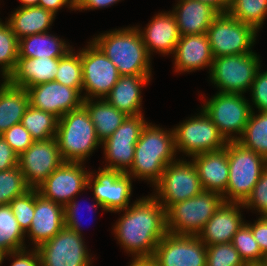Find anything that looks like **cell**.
<instances>
[{
  "mask_svg": "<svg viewBox=\"0 0 267 266\" xmlns=\"http://www.w3.org/2000/svg\"><path fill=\"white\" fill-rule=\"evenodd\" d=\"M154 187L153 196L165 210L204 191L194 163L183 159L168 164Z\"/></svg>",
  "mask_w": 267,
  "mask_h": 266,
  "instance_id": "30bf717a",
  "label": "cell"
},
{
  "mask_svg": "<svg viewBox=\"0 0 267 266\" xmlns=\"http://www.w3.org/2000/svg\"><path fill=\"white\" fill-rule=\"evenodd\" d=\"M147 123L143 114L127 116L112 135L101 143L104 145L105 159L109 163L105 165V169L126 173L131 168L135 145Z\"/></svg>",
  "mask_w": 267,
  "mask_h": 266,
  "instance_id": "5bb4252c",
  "label": "cell"
},
{
  "mask_svg": "<svg viewBox=\"0 0 267 266\" xmlns=\"http://www.w3.org/2000/svg\"><path fill=\"white\" fill-rule=\"evenodd\" d=\"M171 11L181 36L207 33L219 12L208 3L198 0H179Z\"/></svg>",
  "mask_w": 267,
  "mask_h": 266,
  "instance_id": "484cf974",
  "label": "cell"
},
{
  "mask_svg": "<svg viewBox=\"0 0 267 266\" xmlns=\"http://www.w3.org/2000/svg\"><path fill=\"white\" fill-rule=\"evenodd\" d=\"M86 247L81 235L64 226L36 249L40 266H90L93 258Z\"/></svg>",
  "mask_w": 267,
  "mask_h": 266,
  "instance_id": "4fadbf2b",
  "label": "cell"
},
{
  "mask_svg": "<svg viewBox=\"0 0 267 266\" xmlns=\"http://www.w3.org/2000/svg\"><path fill=\"white\" fill-rule=\"evenodd\" d=\"M128 266H159L153 257L133 258Z\"/></svg>",
  "mask_w": 267,
  "mask_h": 266,
  "instance_id": "f5cc1de1",
  "label": "cell"
},
{
  "mask_svg": "<svg viewBox=\"0 0 267 266\" xmlns=\"http://www.w3.org/2000/svg\"><path fill=\"white\" fill-rule=\"evenodd\" d=\"M203 3H208L215 8L219 13L228 12L233 0H198Z\"/></svg>",
  "mask_w": 267,
  "mask_h": 266,
  "instance_id": "816d5d0a",
  "label": "cell"
},
{
  "mask_svg": "<svg viewBox=\"0 0 267 266\" xmlns=\"http://www.w3.org/2000/svg\"><path fill=\"white\" fill-rule=\"evenodd\" d=\"M247 266H262V265L260 264V265H247Z\"/></svg>",
  "mask_w": 267,
  "mask_h": 266,
  "instance_id": "6f0895ef",
  "label": "cell"
},
{
  "mask_svg": "<svg viewBox=\"0 0 267 266\" xmlns=\"http://www.w3.org/2000/svg\"><path fill=\"white\" fill-rule=\"evenodd\" d=\"M18 8L10 14L7 21L18 40L29 35L48 32L56 16L40 6Z\"/></svg>",
  "mask_w": 267,
  "mask_h": 266,
  "instance_id": "f1b7e54d",
  "label": "cell"
},
{
  "mask_svg": "<svg viewBox=\"0 0 267 266\" xmlns=\"http://www.w3.org/2000/svg\"><path fill=\"white\" fill-rule=\"evenodd\" d=\"M92 41L117 67L120 76H152L151 56L137 26L107 31Z\"/></svg>",
  "mask_w": 267,
  "mask_h": 266,
  "instance_id": "3957f363",
  "label": "cell"
},
{
  "mask_svg": "<svg viewBox=\"0 0 267 266\" xmlns=\"http://www.w3.org/2000/svg\"><path fill=\"white\" fill-rule=\"evenodd\" d=\"M262 266H267V256L262 260Z\"/></svg>",
  "mask_w": 267,
  "mask_h": 266,
  "instance_id": "11a10c76",
  "label": "cell"
},
{
  "mask_svg": "<svg viewBox=\"0 0 267 266\" xmlns=\"http://www.w3.org/2000/svg\"><path fill=\"white\" fill-rule=\"evenodd\" d=\"M73 51L72 48L63 57L59 58V67L54 81L76 88L82 93L81 50L77 53Z\"/></svg>",
  "mask_w": 267,
  "mask_h": 266,
  "instance_id": "8d00e7d4",
  "label": "cell"
},
{
  "mask_svg": "<svg viewBox=\"0 0 267 266\" xmlns=\"http://www.w3.org/2000/svg\"><path fill=\"white\" fill-rule=\"evenodd\" d=\"M0 19V69L2 77L6 80L13 72L19 57V40L13 33L7 21Z\"/></svg>",
  "mask_w": 267,
  "mask_h": 266,
  "instance_id": "d590c367",
  "label": "cell"
},
{
  "mask_svg": "<svg viewBox=\"0 0 267 266\" xmlns=\"http://www.w3.org/2000/svg\"><path fill=\"white\" fill-rule=\"evenodd\" d=\"M223 202L221 194L203 191L192 198L172 204L166 210L167 232L198 236Z\"/></svg>",
  "mask_w": 267,
  "mask_h": 266,
  "instance_id": "8992f818",
  "label": "cell"
},
{
  "mask_svg": "<svg viewBox=\"0 0 267 266\" xmlns=\"http://www.w3.org/2000/svg\"><path fill=\"white\" fill-rule=\"evenodd\" d=\"M82 162H63L36 189L45 199L66 206L87 189L90 174ZM77 195V196H76Z\"/></svg>",
  "mask_w": 267,
  "mask_h": 266,
  "instance_id": "2e32d148",
  "label": "cell"
},
{
  "mask_svg": "<svg viewBox=\"0 0 267 266\" xmlns=\"http://www.w3.org/2000/svg\"><path fill=\"white\" fill-rule=\"evenodd\" d=\"M31 188L27 185L19 166L0 171V205L9 204Z\"/></svg>",
  "mask_w": 267,
  "mask_h": 266,
  "instance_id": "f35d334b",
  "label": "cell"
},
{
  "mask_svg": "<svg viewBox=\"0 0 267 266\" xmlns=\"http://www.w3.org/2000/svg\"><path fill=\"white\" fill-rule=\"evenodd\" d=\"M88 43L87 47L81 50L82 91L86 90L83 99H104L117 83L120 74L117 67L93 41Z\"/></svg>",
  "mask_w": 267,
  "mask_h": 266,
  "instance_id": "7c38bea8",
  "label": "cell"
},
{
  "mask_svg": "<svg viewBox=\"0 0 267 266\" xmlns=\"http://www.w3.org/2000/svg\"><path fill=\"white\" fill-rule=\"evenodd\" d=\"M150 79L151 76H120L104 99L127 116L142 114L141 90L150 82Z\"/></svg>",
  "mask_w": 267,
  "mask_h": 266,
  "instance_id": "4316f807",
  "label": "cell"
},
{
  "mask_svg": "<svg viewBox=\"0 0 267 266\" xmlns=\"http://www.w3.org/2000/svg\"><path fill=\"white\" fill-rule=\"evenodd\" d=\"M25 235L9 204L0 205V253L5 255L25 249Z\"/></svg>",
  "mask_w": 267,
  "mask_h": 266,
  "instance_id": "1f68e13d",
  "label": "cell"
},
{
  "mask_svg": "<svg viewBox=\"0 0 267 266\" xmlns=\"http://www.w3.org/2000/svg\"><path fill=\"white\" fill-rule=\"evenodd\" d=\"M146 197L124 209L112 229L121 247L133 258L152 257L168 233L165 208L153 195Z\"/></svg>",
  "mask_w": 267,
  "mask_h": 266,
  "instance_id": "6da1fadb",
  "label": "cell"
},
{
  "mask_svg": "<svg viewBox=\"0 0 267 266\" xmlns=\"http://www.w3.org/2000/svg\"><path fill=\"white\" fill-rule=\"evenodd\" d=\"M248 101L243 94L217 92L203 104L202 109L226 141H237L254 110Z\"/></svg>",
  "mask_w": 267,
  "mask_h": 266,
  "instance_id": "ba28073f",
  "label": "cell"
},
{
  "mask_svg": "<svg viewBox=\"0 0 267 266\" xmlns=\"http://www.w3.org/2000/svg\"><path fill=\"white\" fill-rule=\"evenodd\" d=\"M176 154L173 129L165 130L149 122L141 131L135 145L133 164L126 174L133 179L147 180L155 186L166 166L177 160Z\"/></svg>",
  "mask_w": 267,
  "mask_h": 266,
  "instance_id": "7a4b0ae2",
  "label": "cell"
},
{
  "mask_svg": "<svg viewBox=\"0 0 267 266\" xmlns=\"http://www.w3.org/2000/svg\"><path fill=\"white\" fill-rule=\"evenodd\" d=\"M9 206L20 228L26 234L34 215V189H30L24 195L14 198Z\"/></svg>",
  "mask_w": 267,
  "mask_h": 266,
  "instance_id": "60d3db41",
  "label": "cell"
},
{
  "mask_svg": "<svg viewBox=\"0 0 267 266\" xmlns=\"http://www.w3.org/2000/svg\"><path fill=\"white\" fill-rule=\"evenodd\" d=\"M0 135L13 125L22 121L29 106L27 90L10 84L7 80L0 83Z\"/></svg>",
  "mask_w": 267,
  "mask_h": 266,
  "instance_id": "83f0119b",
  "label": "cell"
},
{
  "mask_svg": "<svg viewBox=\"0 0 267 266\" xmlns=\"http://www.w3.org/2000/svg\"><path fill=\"white\" fill-rule=\"evenodd\" d=\"M247 209H254L261 216H267V168L262 172L250 196L243 203Z\"/></svg>",
  "mask_w": 267,
  "mask_h": 266,
  "instance_id": "b9f144b4",
  "label": "cell"
},
{
  "mask_svg": "<svg viewBox=\"0 0 267 266\" xmlns=\"http://www.w3.org/2000/svg\"><path fill=\"white\" fill-rule=\"evenodd\" d=\"M138 30L150 56L155 51L162 55H173L181 36L171 11L156 14L143 31L141 28Z\"/></svg>",
  "mask_w": 267,
  "mask_h": 266,
  "instance_id": "7402d4cb",
  "label": "cell"
},
{
  "mask_svg": "<svg viewBox=\"0 0 267 266\" xmlns=\"http://www.w3.org/2000/svg\"><path fill=\"white\" fill-rule=\"evenodd\" d=\"M59 67V58L18 57L15 69L6 79L10 84L28 89L54 81Z\"/></svg>",
  "mask_w": 267,
  "mask_h": 266,
  "instance_id": "d4e9b609",
  "label": "cell"
},
{
  "mask_svg": "<svg viewBox=\"0 0 267 266\" xmlns=\"http://www.w3.org/2000/svg\"><path fill=\"white\" fill-rule=\"evenodd\" d=\"M64 226V206L45 199L34 189V215L26 232L34 248L53 238Z\"/></svg>",
  "mask_w": 267,
  "mask_h": 266,
  "instance_id": "ffe728a7",
  "label": "cell"
},
{
  "mask_svg": "<svg viewBox=\"0 0 267 266\" xmlns=\"http://www.w3.org/2000/svg\"><path fill=\"white\" fill-rule=\"evenodd\" d=\"M253 233L255 240L261 250V253L267 256V216H260L254 224L245 222Z\"/></svg>",
  "mask_w": 267,
  "mask_h": 266,
  "instance_id": "7dc6e473",
  "label": "cell"
},
{
  "mask_svg": "<svg viewBox=\"0 0 267 266\" xmlns=\"http://www.w3.org/2000/svg\"><path fill=\"white\" fill-rule=\"evenodd\" d=\"M26 90L31 107L52 113L58 119L83 105V96L76 88L56 81L42 83Z\"/></svg>",
  "mask_w": 267,
  "mask_h": 266,
  "instance_id": "d6986e66",
  "label": "cell"
},
{
  "mask_svg": "<svg viewBox=\"0 0 267 266\" xmlns=\"http://www.w3.org/2000/svg\"><path fill=\"white\" fill-rule=\"evenodd\" d=\"M206 34L213 58H216L252 52L257 31L226 12L215 17Z\"/></svg>",
  "mask_w": 267,
  "mask_h": 266,
  "instance_id": "9c48e42d",
  "label": "cell"
},
{
  "mask_svg": "<svg viewBox=\"0 0 267 266\" xmlns=\"http://www.w3.org/2000/svg\"><path fill=\"white\" fill-rule=\"evenodd\" d=\"M207 246L198 236L167 233L155 248L159 266H206Z\"/></svg>",
  "mask_w": 267,
  "mask_h": 266,
  "instance_id": "e0dca14e",
  "label": "cell"
},
{
  "mask_svg": "<svg viewBox=\"0 0 267 266\" xmlns=\"http://www.w3.org/2000/svg\"><path fill=\"white\" fill-rule=\"evenodd\" d=\"M240 208L242 203L223 202L198 234L206 246L232 242L233 236L245 223Z\"/></svg>",
  "mask_w": 267,
  "mask_h": 266,
  "instance_id": "44dd1931",
  "label": "cell"
},
{
  "mask_svg": "<svg viewBox=\"0 0 267 266\" xmlns=\"http://www.w3.org/2000/svg\"><path fill=\"white\" fill-rule=\"evenodd\" d=\"M48 33L33 34L21 38L19 40V57L61 58L72 49V46L66 44L65 40Z\"/></svg>",
  "mask_w": 267,
  "mask_h": 266,
  "instance_id": "f546056e",
  "label": "cell"
},
{
  "mask_svg": "<svg viewBox=\"0 0 267 266\" xmlns=\"http://www.w3.org/2000/svg\"><path fill=\"white\" fill-rule=\"evenodd\" d=\"M257 53L219 56L213 59L210 80L221 93L244 94L249 91L261 69Z\"/></svg>",
  "mask_w": 267,
  "mask_h": 266,
  "instance_id": "52a82bcc",
  "label": "cell"
},
{
  "mask_svg": "<svg viewBox=\"0 0 267 266\" xmlns=\"http://www.w3.org/2000/svg\"><path fill=\"white\" fill-rule=\"evenodd\" d=\"M200 111L199 115L173 128L176 152L180 151L188 157L220 150L227 143L210 117L203 109Z\"/></svg>",
  "mask_w": 267,
  "mask_h": 266,
  "instance_id": "8fae6325",
  "label": "cell"
},
{
  "mask_svg": "<svg viewBox=\"0 0 267 266\" xmlns=\"http://www.w3.org/2000/svg\"><path fill=\"white\" fill-rule=\"evenodd\" d=\"M83 106L90 115L96 135L101 143L125 121L127 115L109 104L105 99L83 100Z\"/></svg>",
  "mask_w": 267,
  "mask_h": 266,
  "instance_id": "4dcf8cb0",
  "label": "cell"
},
{
  "mask_svg": "<svg viewBox=\"0 0 267 266\" xmlns=\"http://www.w3.org/2000/svg\"><path fill=\"white\" fill-rule=\"evenodd\" d=\"M38 6L56 15L63 6L75 10V0H39Z\"/></svg>",
  "mask_w": 267,
  "mask_h": 266,
  "instance_id": "f907efd6",
  "label": "cell"
},
{
  "mask_svg": "<svg viewBox=\"0 0 267 266\" xmlns=\"http://www.w3.org/2000/svg\"><path fill=\"white\" fill-rule=\"evenodd\" d=\"M58 118L52 113L36 109L30 105L25 110L21 124L34 141L55 138Z\"/></svg>",
  "mask_w": 267,
  "mask_h": 266,
  "instance_id": "d6a6232c",
  "label": "cell"
},
{
  "mask_svg": "<svg viewBox=\"0 0 267 266\" xmlns=\"http://www.w3.org/2000/svg\"><path fill=\"white\" fill-rule=\"evenodd\" d=\"M18 155L0 135V171L18 166Z\"/></svg>",
  "mask_w": 267,
  "mask_h": 266,
  "instance_id": "c3c4849f",
  "label": "cell"
},
{
  "mask_svg": "<svg viewBox=\"0 0 267 266\" xmlns=\"http://www.w3.org/2000/svg\"><path fill=\"white\" fill-rule=\"evenodd\" d=\"M229 179L224 202L244 203L260 175L267 168V159L238 141H227Z\"/></svg>",
  "mask_w": 267,
  "mask_h": 266,
  "instance_id": "5b68a950",
  "label": "cell"
},
{
  "mask_svg": "<svg viewBox=\"0 0 267 266\" xmlns=\"http://www.w3.org/2000/svg\"><path fill=\"white\" fill-rule=\"evenodd\" d=\"M174 55L176 72H192L209 67L213 63V55L206 33L180 36Z\"/></svg>",
  "mask_w": 267,
  "mask_h": 266,
  "instance_id": "603a6c76",
  "label": "cell"
},
{
  "mask_svg": "<svg viewBox=\"0 0 267 266\" xmlns=\"http://www.w3.org/2000/svg\"><path fill=\"white\" fill-rule=\"evenodd\" d=\"M253 105L259 112H267V71L256 73L250 89Z\"/></svg>",
  "mask_w": 267,
  "mask_h": 266,
  "instance_id": "ee69618b",
  "label": "cell"
},
{
  "mask_svg": "<svg viewBox=\"0 0 267 266\" xmlns=\"http://www.w3.org/2000/svg\"><path fill=\"white\" fill-rule=\"evenodd\" d=\"M1 259H2V254L0 253V266L2 265Z\"/></svg>",
  "mask_w": 267,
  "mask_h": 266,
  "instance_id": "9f6ffc18",
  "label": "cell"
},
{
  "mask_svg": "<svg viewBox=\"0 0 267 266\" xmlns=\"http://www.w3.org/2000/svg\"><path fill=\"white\" fill-rule=\"evenodd\" d=\"M199 179L204 191L223 195L229 179V163L227 143L224 148L216 151L200 153L192 156Z\"/></svg>",
  "mask_w": 267,
  "mask_h": 266,
  "instance_id": "cb8c5ba5",
  "label": "cell"
},
{
  "mask_svg": "<svg viewBox=\"0 0 267 266\" xmlns=\"http://www.w3.org/2000/svg\"><path fill=\"white\" fill-rule=\"evenodd\" d=\"M119 1L120 0H75V11L105 8Z\"/></svg>",
  "mask_w": 267,
  "mask_h": 266,
  "instance_id": "681fc988",
  "label": "cell"
},
{
  "mask_svg": "<svg viewBox=\"0 0 267 266\" xmlns=\"http://www.w3.org/2000/svg\"><path fill=\"white\" fill-rule=\"evenodd\" d=\"M21 2L20 7H31V6H38L39 0H19Z\"/></svg>",
  "mask_w": 267,
  "mask_h": 266,
  "instance_id": "db71d44e",
  "label": "cell"
},
{
  "mask_svg": "<svg viewBox=\"0 0 267 266\" xmlns=\"http://www.w3.org/2000/svg\"><path fill=\"white\" fill-rule=\"evenodd\" d=\"M90 172L87 189L93 190L94 200L104 211L120 212L129 207L132 195V177L118 170L100 168L98 173Z\"/></svg>",
  "mask_w": 267,
  "mask_h": 266,
  "instance_id": "9a60e30c",
  "label": "cell"
},
{
  "mask_svg": "<svg viewBox=\"0 0 267 266\" xmlns=\"http://www.w3.org/2000/svg\"><path fill=\"white\" fill-rule=\"evenodd\" d=\"M29 251L30 249L27 251L25 248L2 255L1 263H3L5 257L11 256L15 259L10 266H40V256L37 249L33 248Z\"/></svg>",
  "mask_w": 267,
  "mask_h": 266,
  "instance_id": "bcb514c9",
  "label": "cell"
},
{
  "mask_svg": "<svg viewBox=\"0 0 267 266\" xmlns=\"http://www.w3.org/2000/svg\"><path fill=\"white\" fill-rule=\"evenodd\" d=\"M206 266H247L232 243L207 246Z\"/></svg>",
  "mask_w": 267,
  "mask_h": 266,
  "instance_id": "ab89813d",
  "label": "cell"
},
{
  "mask_svg": "<svg viewBox=\"0 0 267 266\" xmlns=\"http://www.w3.org/2000/svg\"><path fill=\"white\" fill-rule=\"evenodd\" d=\"M228 13L258 32L267 15V0H233Z\"/></svg>",
  "mask_w": 267,
  "mask_h": 266,
  "instance_id": "e575fe53",
  "label": "cell"
},
{
  "mask_svg": "<svg viewBox=\"0 0 267 266\" xmlns=\"http://www.w3.org/2000/svg\"><path fill=\"white\" fill-rule=\"evenodd\" d=\"M237 141L267 159V112L256 114L252 110L245 130Z\"/></svg>",
  "mask_w": 267,
  "mask_h": 266,
  "instance_id": "836d02e7",
  "label": "cell"
},
{
  "mask_svg": "<svg viewBox=\"0 0 267 266\" xmlns=\"http://www.w3.org/2000/svg\"><path fill=\"white\" fill-rule=\"evenodd\" d=\"M63 162L56 138L34 141L18 157V166L31 189L41 185Z\"/></svg>",
  "mask_w": 267,
  "mask_h": 266,
  "instance_id": "ac0fdd59",
  "label": "cell"
},
{
  "mask_svg": "<svg viewBox=\"0 0 267 266\" xmlns=\"http://www.w3.org/2000/svg\"><path fill=\"white\" fill-rule=\"evenodd\" d=\"M231 243L246 265H260L265 258L253 236L251 228L246 223L233 236Z\"/></svg>",
  "mask_w": 267,
  "mask_h": 266,
  "instance_id": "74e56055",
  "label": "cell"
},
{
  "mask_svg": "<svg viewBox=\"0 0 267 266\" xmlns=\"http://www.w3.org/2000/svg\"><path fill=\"white\" fill-rule=\"evenodd\" d=\"M78 201H76V197L70 201L65 207H64V217H65V226L71 230H73L74 232H77L79 235L83 236L82 235V232H81V224H80V221H79V212L78 210L79 209V203H77ZM90 208H101L102 210L103 209V206L98 203L96 201V203L88 206V209ZM79 215V216H78Z\"/></svg>",
  "mask_w": 267,
  "mask_h": 266,
  "instance_id": "f6af8a7d",
  "label": "cell"
},
{
  "mask_svg": "<svg viewBox=\"0 0 267 266\" xmlns=\"http://www.w3.org/2000/svg\"><path fill=\"white\" fill-rule=\"evenodd\" d=\"M64 162H82L101 145L86 108L65 113L58 119L55 136Z\"/></svg>",
  "mask_w": 267,
  "mask_h": 266,
  "instance_id": "277c9868",
  "label": "cell"
},
{
  "mask_svg": "<svg viewBox=\"0 0 267 266\" xmlns=\"http://www.w3.org/2000/svg\"><path fill=\"white\" fill-rule=\"evenodd\" d=\"M1 135L18 156L26 151L34 142L30 133L21 123L13 125Z\"/></svg>",
  "mask_w": 267,
  "mask_h": 266,
  "instance_id": "7bdbcfd3",
  "label": "cell"
}]
</instances>
